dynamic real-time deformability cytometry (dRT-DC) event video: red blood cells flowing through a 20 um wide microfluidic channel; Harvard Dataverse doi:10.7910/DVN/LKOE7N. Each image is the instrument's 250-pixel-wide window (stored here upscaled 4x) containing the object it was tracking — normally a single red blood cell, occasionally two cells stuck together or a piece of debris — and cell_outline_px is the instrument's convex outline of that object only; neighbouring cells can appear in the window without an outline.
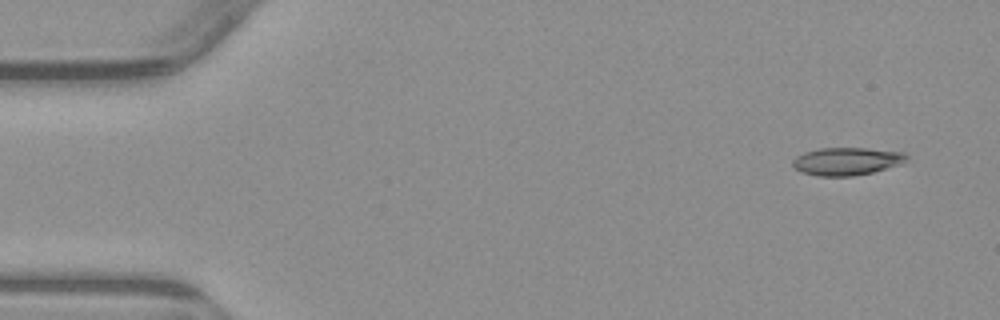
{"species": "common noctule bat (a hibernating species)", "species_latin": "Nyctalus noctula", "temperature_condition": "warm", "stored_images_in_passage": 5, "camera_frame_rate_fps": 3000, "um_per_image_px": 0.085, "animal": {"sex": "male", "body_mass_g": 23.1, "forearm_length_mm": 52.7}, "frame": {"image": 1, "passage_image": 1, "time_ms": 0.0, "image_size_px": [1000, 320], "cell_outline_px": [[908, 156], [904, 164], [872, 172], [852, 176], [820, 176], [804, 172], [792, 168], [792, 160], [796, 156], [804, 152], [820, 148], [868, 148], [904, 152]], "centroid_in_image_um": [71.99, 13.7], "position_along_channel_um": 13.0, "area_um2": 18.55}}
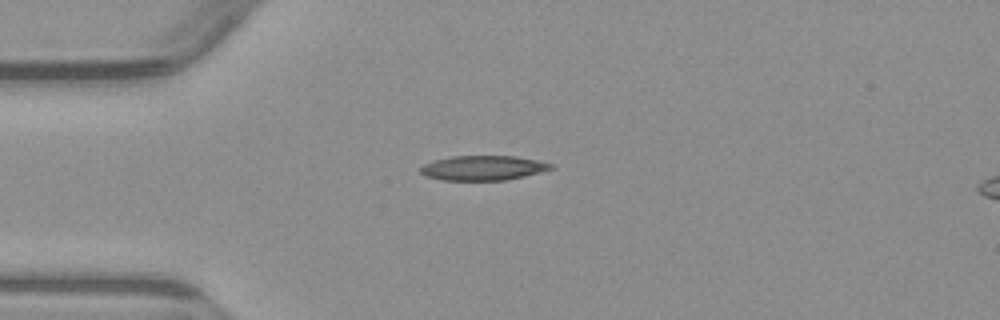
{"frame": {"image": 2, "passage_image": 4, "time_ms": 3.333, "image_size_px": [1000, 320], "cell_outline_px": [[556, 168], [524, 176], [504, 180], [440, 180], [424, 176], [420, 172], [420, 168], [424, 164], [436, 160], [452, 156], [516, 156], [536, 160], [552, 164]], "centroid_in_image_um": [41.05, 14.28], "position_along_channel_um": 43.9, "area_um2": 18.73}}